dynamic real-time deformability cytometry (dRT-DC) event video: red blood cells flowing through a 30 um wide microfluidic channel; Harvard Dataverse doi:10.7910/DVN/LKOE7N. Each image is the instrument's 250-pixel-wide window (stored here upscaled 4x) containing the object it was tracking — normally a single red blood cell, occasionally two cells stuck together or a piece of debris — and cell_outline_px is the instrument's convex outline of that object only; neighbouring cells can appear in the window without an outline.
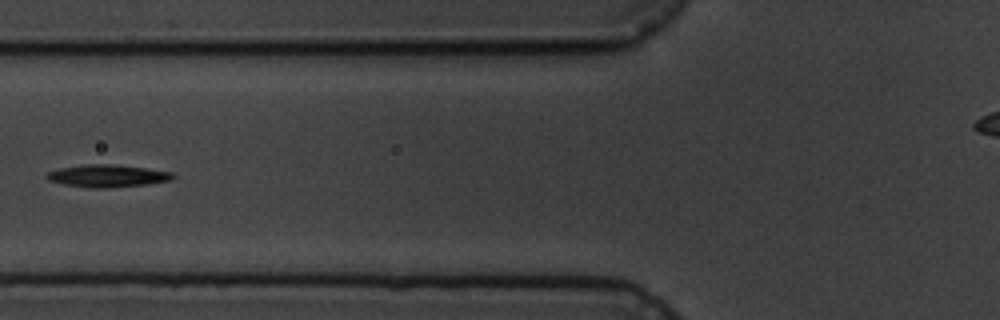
{"species": "common noctule bat (a hibernating species)", "species_latin": "Nyctalus noctula", "temperature_condition": "cold", "stored_images_in_passage": 6, "camera_frame_rate_fps": 3000, "um_per_image_px": 0.085, "animal": {"sex": "male", "body_mass_g": 19.5, "forearm_length_mm": 54.6}, "frame": {"image": 1, "passage_image": 6, "time_ms": 6.333, "image_size_px": [1000, 320], "cell_outline_px": [[176, 176], [172, 180], [148, 184], [108, 188], [92, 188], [64, 184], [48, 180], [44, 176], [48, 172], [60, 168], [84, 164], [108, 164], [144, 168], [172, 172]], "centroid_in_image_um": [9.13, 14.95], "position_along_channel_um": 116.7, "area_um2": 16.42}}